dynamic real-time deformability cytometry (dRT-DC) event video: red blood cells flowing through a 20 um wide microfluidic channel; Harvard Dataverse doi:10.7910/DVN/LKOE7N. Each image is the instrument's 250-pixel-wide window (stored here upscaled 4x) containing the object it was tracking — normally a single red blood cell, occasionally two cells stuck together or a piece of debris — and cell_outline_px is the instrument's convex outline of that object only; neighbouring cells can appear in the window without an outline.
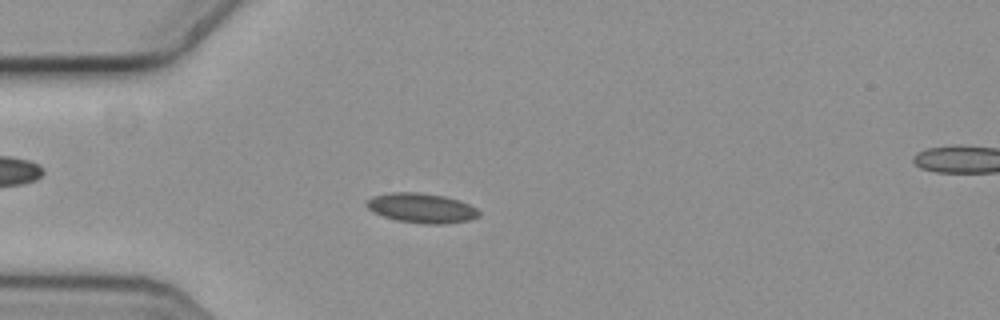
{"species": "common noctule bat (a hibernating species)", "species_latin": "Nyctalus noctula", "temperature_condition": "cold", "stored_images_in_passage": 58, "camera_frame_rate_fps": 3000, "um_per_image_px": 0.085, "animal": {"sex": "female", "body_mass_g": 19.3, "forearm_length_mm": 54.1}, "frame": {"image": 1, "passage_image": 16, "time_ms": 5.0, "image_size_px": [1000, 320], "cell_outline_px": [[480, 216], [472, 220], [444, 224], [424, 224], [396, 220], [372, 212], [364, 204], [364, 200], [372, 196], [392, 192], [416, 192], [444, 196], [460, 200], [476, 208], [480, 212]], "centroid_in_image_um": [35.82, 17.68], "position_along_channel_um": 49.2, "area_um2": 19.71}}
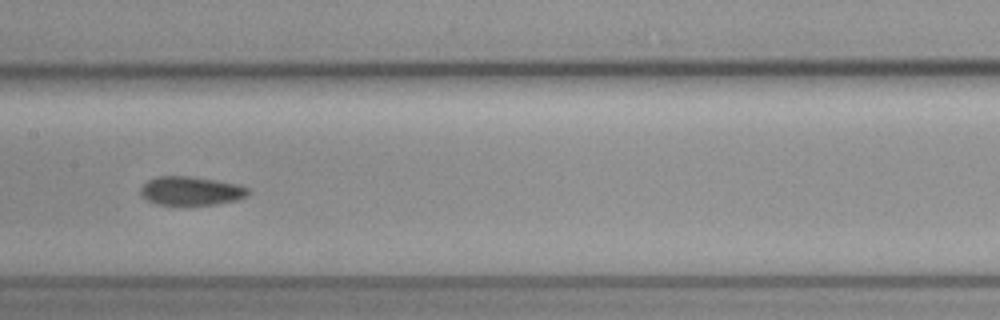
{"frame": {"image": 2, "passage_image": 29, "time_ms": 9.333, "image_size_px": [1000, 320], "cell_outline_px": [[252, 192], [248, 196], [236, 200], [216, 204], [188, 208], [184, 208], [156, 204], [140, 196], [140, 188], [148, 180], [160, 176], [188, 176], [236, 184], [248, 188]], "centroid_in_image_um": [16.21, 16.29], "position_along_channel_um": 191.2, "area_um2": 18.73}}
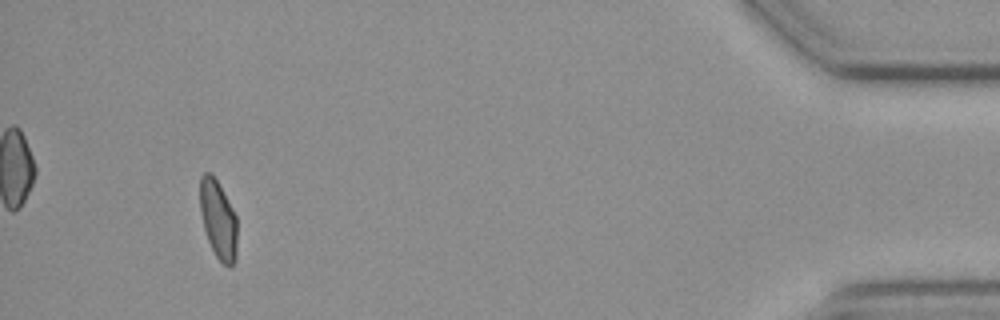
{"frame": {"image": 3, "passage_image": 54, "time_ms": 17.667, "image_size_px": [1000, 320], "cell_outline_px": [[236, 260], [228, 268], [216, 256], [208, 240], [204, 228], [200, 212], [200, 176], [204, 172], [208, 172], [216, 180], [232, 208], [236, 216]], "centroid_in_image_um": [18.54, 18.68], "position_along_channel_um": 416.7, "area_um2": 16.7}, "authors_computed_cell_mechanics": {"area_um2": 18.2937, "velocity_mm_per_s": 3.6049, "shape_relaxation_time_tau1_ms": null, "shape_relaxation_time_tau2_ms": 5.111, "deformation_change_tau1": null, "deformation_change_tau2": 0.081}}